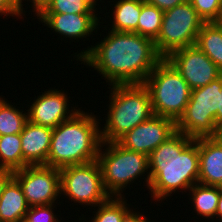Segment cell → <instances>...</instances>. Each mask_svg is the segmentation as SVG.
Masks as SVG:
<instances>
[{
    "label": "cell",
    "instance_id": "29",
    "mask_svg": "<svg viewBox=\"0 0 222 222\" xmlns=\"http://www.w3.org/2000/svg\"><path fill=\"white\" fill-rule=\"evenodd\" d=\"M187 0H145L146 3L158 7L162 11L171 9L177 5L183 4Z\"/></svg>",
    "mask_w": 222,
    "mask_h": 222
},
{
    "label": "cell",
    "instance_id": "38",
    "mask_svg": "<svg viewBox=\"0 0 222 222\" xmlns=\"http://www.w3.org/2000/svg\"><path fill=\"white\" fill-rule=\"evenodd\" d=\"M83 215H84V214H82V217H81V218L79 217V221H81V222H82V220H83V222L86 221V217H84ZM84 218H85V219H84Z\"/></svg>",
    "mask_w": 222,
    "mask_h": 222
},
{
    "label": "cell",
    "instance_id": "34",
    "mask_svg": "<svg viewBox=\"0 0 222 222\" xmlns=\"http://www.w3.org/2000/svg\"><path fill=\"white\" fill-rule=\"evenodd\" d=\"M213 138L222 146V125L216 128Z\"/></svg>",
    "mask_w": 222,
    "mask_h": 222
},
{
    "label": "cell",
    "instance_id": "13",
    "mask_svg": "<svg viewBox=\"0 0 222 222\" xmlns=\"http://www.w3.org/2000/svg\"><path fill=\"white\" fill-rule=\"evenodd\" d=\"M37 98L28 105V121L33 124L47 126L50 128H56L60 123L72 118L80 108L70 107L68 92L64 90H58L55 88H49L44 92H39ZM71 109H70V108ZM78 108V109H75ZM70 109V110H69Z\"/></svg>",
    "mask_w": 222,
    "mask_h": 222
},
{
    "label": "cell",
    "instance_id": "23",
    "mask_svg": "<svg viewBox=\"0 0 222 222\" xmlns=\"http://www.w3.org/2000/svg\"><path fill=\"white\" fill-rule=\"evenodd\" d=\"M125 196H110L105 202L93 208L91 221L86 222H122L125 215L131 210L130 204L126 202ZM96 210V211H95ZM95 213V214H94Z\"/></svg>",
    "mask_w": 222,
    "mask_h": 222
},
{
    "label": "cell",
    "instance_id": "1",
    "mask_svg": "<svg viewBox=\"0 0 222 222\" xmlns=\"http://www.w3.org/2000/svg\"><path fill=\"white\" fill-rule=\"evenodd\" d=\"M90 46L80 53L75 52L74 57L99 72L109 86L143 84L163 59L154 40L137 33L108 30V35Z\"/></svg>",
    "mask_w": 222,
    "mask_h": 222
},
{
    "label": "cell",
    "instance_id": "5",
    "mask_svg": "<svg viewBox=\"0 0 222 222\" xmlns=\"http://www.w3.org/2000/svg\"><path fill=\"white\" fill-rule=\"evenodd\" d=\"M97 161L101 168L103 186L110 196H125L123 191L139 180V177L144 179L146 185L143 186L148 189L150 173L147 155L127 150L117 142H102Z\"/></svg>",
    "mask_w": 222,
    "mask_h": 222
},
{
    "label": "cell",
    "instance_id": "8",
    "mask_svg": "<svg viewBox=\"0 0 222 222\" xmlns=\"http://www.w3.org/2000/svg\"><path fill=\"white\" fill-rule=\"evenodd\" d=\"M204 23L188 0L164 11L161 29L154 41L157 52L167 58L175 50L195 45Z\"/></svg>",
    "mask_w": 222,
    "mask_h": 222
},
{
    "label": "cell",
    "instance_id": "2",
    "mask_svg": "<svg viewBox=\"0 0 222 222\" xmlns=\"http://www.w3.org/2000/svg\"><path fill=\"white\" fill-rule=\"evenodd\" d=\"M148 161V191L155 202L166 200L175 192L183 194V190L186 192L198 183V138L193 139L176 131L149 154Z\"/></svg>",
    "mask_w": 222,
    "mask_h": 222
},
{
    "label": "cell",
    "instance_id": "22",
    "mask_svg": "<svg viewBox=\"0 0 222 222\" xmlns=\"http://www.w3.org/2000/svg\"><path fill=\"white\" fill-rule=\"evenodd\" d=\"M0 168L13 172L23 169L21 134L0 136Z\"/></svg>",
    "mask_w": 222,
    "mask_h": 222
},
{
    "label": "cell",
    "instance_id": "30",
    "mask_svg": "<svg viewBox=\"0 0 222 222\" xmlns=\"http://www.w3.org/2000/svg\"><path fill=\"white\" fill-rule=\"evenodd\" d=\"M145 214H141L139 211H135V209H131L123 218L122 222H151Z\"/></svg>",
    "mask_w": 222,
    "mask_h": 222
},
{
    "label": "cell",
    "instance_id": "6",
    "mask_svg": "<svg viewBox=\"0 0 222 222\" xmlns=\"http://www.w3.org/2000/svg\"><path fill=\"white\" fill-rule=\"evenodd\" d=\"M150 94L154 115L179 120L190 100L191 89L177 69L163 58L143 83Z\"/></svg>",
    "mask_w": 222,
    "mask_h": 222
},
{
    "label": "cell",
    "instance_id": "36",
    "mask_svg": "<svg viewBox=\"0 0 222 222\" xmlns=\"http://www.w3.org/2000/svg\"><path fill=\"white\" fill-rule=\"evenodd\" d=\"M23 1H26V0H17V2L21 5V6H24L22 3ZM30 1L32 4L31 5V8L33 9L32 11L35 12L37 10V0H27L26 2Z\"/></svg>",
    "mask_w": 222,
    "mask_h": 222
},
{
    "label": "cell",
    "instance_id": "31",
    "mask_svg": "<svg viewBox=\"0 0 222 222\" xmlns=\"http://www.w3.org/2000/svg\"><path fill=\"white\" fill-rule=\"evenodd\" d=\"M13 171L0 168V197L7 182L13 177Z\"/></svg>",
    "mask_w": 222,
    "mask_h": 222
},
{
    "label": "cell",
    "instance_id": "19",
    "mask_svg": "<svg viewBox=\"0 0 222 222\" xmlns=\"http://www.w3.org/2000/svg\"><path fill=\"white\" fill-rule=\"evenodd\" d=\"M187 194L195 214L200 215L203 219L211 220L214 222L216 216L217 205L220 197V189L217 186L204 185L196 183L193 185Z\"/></svg>",
    "mask_w": 222,
    "mask_h": 222
},
{
    "label": "cell",
    "instance_id": "7",
    "mask_svg": "<svg viewBox=\"0 0 222 222\" xmlns=\"http://www.w3.org/2000/svg\"><path fill=\"white\" fill-rule=\"evenodd\" d=\"M221 77L206 86L191 90L184 113L176 122V131L193 139L213 137L215 116L220 109Z\"/></svg>",
    "mask_w": 222,
    "mask_h": 222
},
{
    "label": "cell",
    "instance_id": "17",
    "mask_svg": "<svg viewBox=\"0 0 222 222\" xmlns=\"http://www.w3.org/2000/svg\"><path fill=\"white\" fill-rule=\"evenodd\" d=\"M29 207L19 182L12 177L0 197V222L23 220Z\"/></svg>",
    "mask_w": 222,
    "mask_h": 222
},
{
    "label": "cell",
    "instance_id": "11",
    "mask_svg": "<svg viewBox=\"0 0 222 222\" xmlns=\"http://www.w3.org/2000/svg\"><path fill=\"white\" fill-rule=\"evenodd\" d=\"M166 59L177 69L191 90L206 86L222 76V71L197 45L175 50Z\"/></svg>",
    "mask_w": 222,
    "mask_h": 222
},
{
    "label": "cell",
    "instance_id": "33",
    "mask_svg": "<svg viewBox=\"0 0 222 222\" xmlns=\"http://www.w3.org/2000/svg\"><path fill=\"white\" fill-rule=\"evenodd\" d=\"M216 221L222 222V190H220V197L217 205L216 210ZM219 218V219H218Z\"/></svg>",
    "mask_w": 222,
    "mask_h": 222
},
{
    "label": "cell",
    "instance_id": "24",
    "mask_svg": "<svg viewBox=\"0 0 222 222\" xmlns=\"http://www.w3.org/2000/svg\"><path fill=\"white\" fill-rule=\"evenodd\" d=\"M164 11L141 0V14L138 18L137 34L156 40L162 24Z\"/></svg>",
    "mask_w": 222,
    "mask_h": 222
},
{
    "label": "cell",
    "instance_id": "16",
    "mask_svg": "<svg viewBox=\"0 0 222 222\" xmlns=\"http://www.w3.org/2000/svg\"><path fill=\"white\" fill-rule=\"evenodd\" d=\"M198 183L217 186L222 180V146L213 137L198 138Z\"/></svg>",
    "mask_w": 222,
    "mask_h": 222
},
{
    "label": "cell",
    "instance_id": "39",
    "mask_svg": "<svg viewBox=\"0 0 222 222\" xmlns=\"http://www.w3.org/2000/svg\"><path fill=\"white\" fill-rule=\"evenodd\" d=\"M217 187H218L220 190H222V180H221V182L217 185Z\"/></svg>",
    "mask_w": 222,
    "mask_h": 222
},
{
    "label": "cell",
    "instance_id": "10",
    "mask_svg": "<svg viewBox=\"0 0 222 222\" xmlns=\"http://www.w3.org/2000/svg\"><path fill=\"white\" fill-rule=\"evenodd\" d=\"M28 205L61 204L60 170L46 165H27L14 171ZM57 201V202H55ZM60 203H59V202Z\"/></svg>",
    "mask_w": 222,
    "mask_h": 222
},
{
    "label": "cell",
    "instance_id": "26",
    "mask_svg": "<svg viewBox=\"0 0 222 222\" xmlns=\"http://www.w3.org/2000/svg\"><path fill=\"white\" fill-rule=\"evenodd\" d=\"M204 22H217L222 16V0H188Z\"/></svg>",
    "mask_w": 222,
    "mask_h": 222
},
{
    "label": "cell",
    "instance_id": "3",
    "mask_svg": "<svg viewBox=\"0 0 222 222\" xmlns=\"http://www.w3.org/2000/svg\"><path fill=\"white\" fill-rule=\"evenodd\" d=\"M97 115L80 109L72 118L53 128L46 166L61 169L97 160L100 121Z\"/></svg>",
    "mask_w": 222,
    "mask_h": 222
},
{
    "label": "cell",
    "instance_id": "37",
    "mask_svg": "<svg viewBox=\"0 0 222 222\" xmlns=\"http://www.w3.org/2000/svg\"><path fill=\"white\" fill-rule=\"evenodd\" d=\"M46 0H37V9L45 2Z\"/></svg>",
    "mask_w": 222,
    "mask_h": 222
},
{
    "label": "cell",
    "instance_id": "25",
    "mask_svg": "<svg viewBox=\"0 0 222 222\" xmlns=\"http://www.w3.org/2000/svg\"><path fill=\"white\" fill-rule=\"evenodd\" d=\"M98 9H91L83 0H46L35 13H97Z\"/></svg>",
    "mask_w": 222,
    "mask_h": 222
},
{
    "label": "cell",
    "instance_id": "32",
    "mask_svg": "<svg viewBox=\"0 0 222 222\" xmlns=\"http://www.w3.org/2000/svg\"><path fill=\"white\" fill-rule=\"evenodd\" d=\"M215 125L216 127L222 125V76H221V89H220V109L217 110L215 116Z\"/></svg>",
    "mask_w": 222,
    "mask_h": 222
},
{
    "label": "cell",
    "instance_id": "21",
    "mask_svg": "<svg viewBox=\"0 0 222 222\" xmlns=\"http://www.w3.org/2000/svg\"><path fill=\"white\" fill-rule=\"evenodd\" d=\"M1 96L0 136L7 134H20L28 121V112H24L22 109H20V107L15 106L14 103H12V105L11 102L7 101L5 97L3 98V95Z\"/></svg>",
    "mask_w": 222,
    "mask_h": 222
},
{
    "label": "cell",
    "instance_id": "18",
    "mask_svg": "<svg viewBox=\"0 0 222 222\" xmlns=\"http://www.w3.org/2000/svg\"><path fill=\"white\" fill-rule=\"evenodd\" d=\"M115 4H110L112 13L110 14V29L116 32L137 33L138 18L141 14V0H114ZM113 20V21H112Z\"/></svg>",
    "mask_w": 222,
    "mask_h": 222
},
{
    "label": "cell",
    "instance_id": "14",
    "mask_svg": "<svg viewBox=\"0 0 222 222\" xmlns=\"http://www.w3.org/2000/svg\"><path fill=\"white\" fill-rule=\"evenodd\" d=\"M35 15L40 23H44L42 25L51 28V31L53 30L61 38L63 37V39H60L61 41L64 40V37L78 42L84 38L89 40L90 38L87 37H91V35L93 37V35L97 34V30L100 29V24L102 23L98 13H34Z\"/></svg>",
    "mask_w": 222,
    "mask_h": 222
},
{
    "label": "cell",
    "instance_id": "27",
    "mask_svg": "<svg viewBox=\"0 0 222 222\" xmlns=\"http://www.w3.org/2000/svg\"><path fill=\"white\" fill-rule=\"evenodd\" d=\"M56 204L31 206L24 220L26 222H61L62 218L54 213ZM54 209V210H53ZM60 217V220L58 217ZM65 220H62V222Z\"/></svg>",
    "mask_w": 222,
    "mask_h": 222
},
{
    "label": "cell",
    "instance_id": "4",
    "mask_svg": "<svg viewBox=\"0 0 222 222\" xmlns=\"http://www.w3.org/2000/svg\"><path fill=\"white\" fill-rule=\"evenodd\" d=\"M110 90L107 117L100 126L102 142H116L125 133L154 115L151 97L144 84H115Z\"/></svg>",
    "mask_w": 222,
    "mask_h": 222
},
{
    "label": "cell",
    "instance_id": "12",
    "mask_svg": "<svg viewBox=\"0 0 222 222\" xmlns=\"http://www.w3.org/2000/svg\"><path fill=\"white\" fill-rule=\"evenodd\" d=\"M175 132L176 123L173 120L153 115L125 133L116 142L127 150L149 156L152 151Z\"/></svg>",
    "mask_w": 222,
    "mask_h": 222
},
{
    "label": "cell",
    "instance_id": "35",
    "mask_svg": "<svg viewBox=\"0 0 222 222\" xmlns=\"http://www.w3.org/2000/svg\"><path fill=\"white\" fill-rule=\"evenodd\" d=\"M91 9H97L96 6L99 5L98 3L102 0H83ZM99 1V2H98Z\"/></svg>",
    "mask_w": 222,
    "mask_h": 222
},
{
    "label": "cell",
    "instance_id": "15",
    "mask_svg": "<svg viewBox=\"0 0 222 222\" xmlns=\"http://www.w3.org/2000/svg\"><path fill=\"white\" fill-rule=\"evenodd\" d=\"M53 128L27 121L21 134L23 168L27 165H45L50 150Z\"/></svg>",
    "mask_w": 222,
    "mask_h": 222
},
{
    "label": "cell",
    "instance_id": "20",
    "mask_svg": "<svg viewBox=\"0 0 222 222\" xmlns=\"http://www.w3.org/2000/svg\"><path fill=\"white\" fill-rule=\"evenodd\" d=\"M195 45L222 71V27L218 22H205Z\"/></svg>",
    "mask_w": 222,
    "mask_h": 222
},
{
    "label": "cell",
    "instance_id": "28",
    "mask_svg": "<svg viewBox=\"0 0 222 222\" xmlns=\"http://www.w3.org/2000/svg\"><path fill=\"white\" fill-rule=\"evenodd\" d=\"M27 11L21 6L17 0H0V15L6 17H18L22 19Z\"/></svg>",
    "mask_w": 222,
    "mask_h": 222
},
{
    "label": "cell",
    "instance_id": "40",
    "mask_svg": "<svg viewBox=\"0 0 222 222\" xmlns=\"http://www.w3.org/2000/svg\"><path fill=\"white\" fill-rule=\"evenodd\" d=\"M219 23V25L222 27V16L221 18L217 21Z\"/></svg>",
    "mask_w": 222,
    "mask_h": 222
},
{
    "label": "cell",
    "instance_id": "9",
    "mask_svg": "<svg viewBox=\"0 0 222 222\" xmlns=\"http://www.w3.org/2000/svg\"><path fill=\"white\" fill-rule=\"evenodd\" d=\"M60 170L61 196L83 207H96L110 195L103 186L101 168L97 160L63 167Z\"/></svg>",
    "mask_w": 222,
    "mask_h": 222
}]
</instances>
